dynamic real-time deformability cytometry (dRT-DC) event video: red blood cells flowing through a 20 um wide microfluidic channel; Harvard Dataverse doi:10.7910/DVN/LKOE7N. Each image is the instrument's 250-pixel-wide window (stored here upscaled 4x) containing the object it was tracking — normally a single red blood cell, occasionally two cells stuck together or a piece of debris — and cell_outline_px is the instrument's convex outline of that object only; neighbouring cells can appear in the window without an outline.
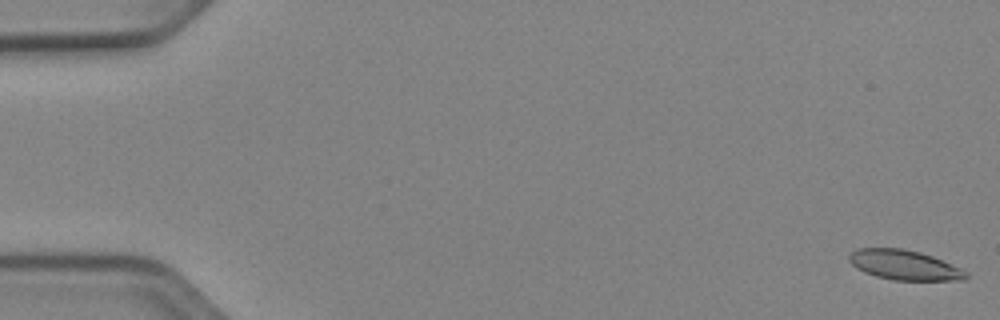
{"species": "Egyptian fruit bat (a non-hibernating species)", "species_latin": "Rousettus aegyptiacus", "temperature_condition": "cold", "stored_images_in_passage": 54, "camera_frame_rate_fps": 3000, "um_per_image_px": 0.085, "animal": {"sex": "female"}, "frame": {"image": 1, "passage_image": 1, "time_ms": 0.0, "image_size_px": [1000, 320], "cell_outline_px": [[968, 276], [964, 280], [892, 280], [876, 276], [864, 272], [856, 268], [848, 260], [848, 256], [856, 248], [904, 248], [920, 252], [932, 256], [960, 268], [968, 272]], "centroid_in_image_um": [76.85, 22.52], "position_along_channel_um": 8.2, "area_um2": 20.35}}
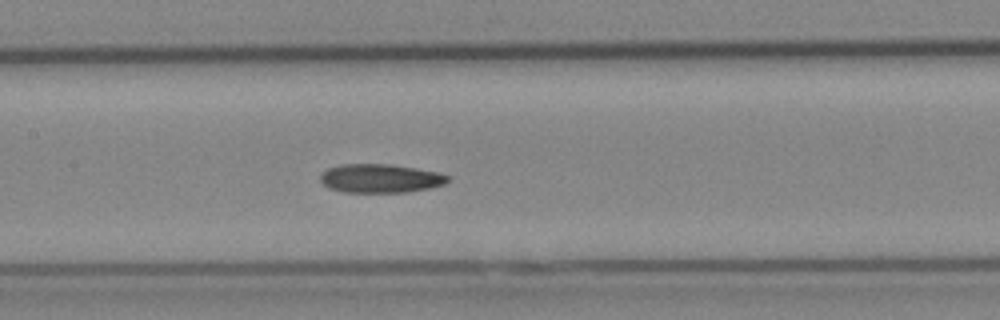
{"frame": {"image": 2, "passage_image": 26, "time_ms": 8.333, "image_size_px": [1000, 320], "cell_outline_px": [[448, 180], [444, 184], [428, 188], [408, 192], [344, 192], [328, 188], [320, 180], [320, 176], [328, 168], [340, 164], [392, 164], [440, 172], [448, 176]], "centroid_in_image_um": [32.33, 15.16], "position_along_channel_um": 175.1, "area_um2": 21.33}}
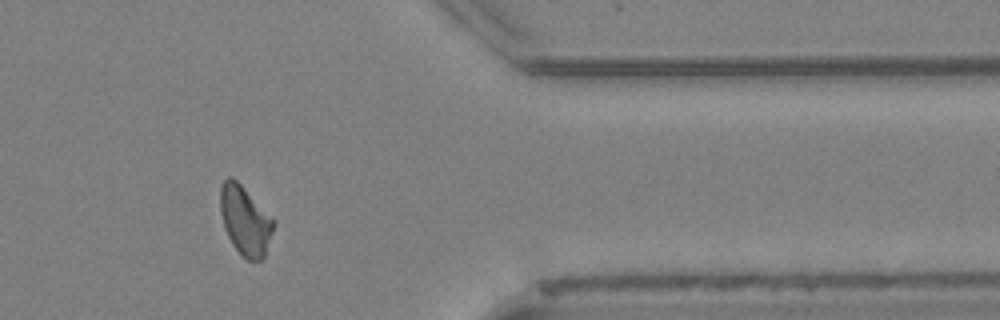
{"frame": {"image": 3, "passage_image": 44, "time_ms": 14.333, "image_size_px": [1000, 320], "cell_outline_px": [[276, 224], [264, 256], [260, 260], [248, 260], [232, 244], [224, 228], [220, 212], [220, 188], [224, 180], [228, 176], [232, 176], [276, 220]], "centroid_in_image_um": [20.85, 18.72], "position_along_channel_um": 390.6, "area_um2": 21.44}, "authors_computed_cell_mechanics": {"area_um2": 21.0392, "velocity_mm_per_s": 3.8902, "shape_relaxation_time_tau1_ms": 8.6271, "shape_relaxation_time_tau2_ms": 3.4351, "deformation_change_tau1": 0.1911, "deformation_change_tau2": 0.1023}}